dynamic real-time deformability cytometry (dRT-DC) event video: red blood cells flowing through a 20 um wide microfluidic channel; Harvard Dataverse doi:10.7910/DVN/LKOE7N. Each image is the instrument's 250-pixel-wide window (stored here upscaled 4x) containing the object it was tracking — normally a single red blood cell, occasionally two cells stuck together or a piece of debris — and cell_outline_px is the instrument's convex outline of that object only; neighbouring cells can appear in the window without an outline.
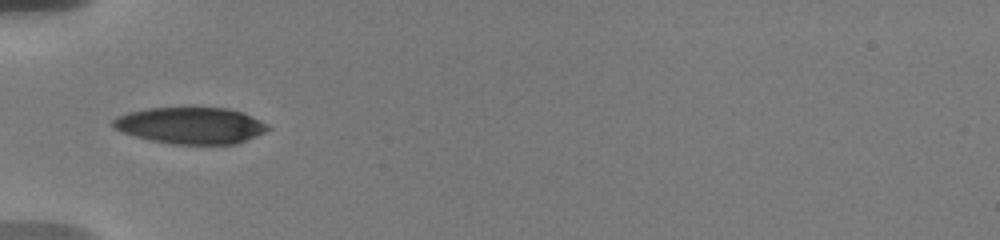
{"species": "human", "species_latin": "Homo sapiens", "temperature_condition": "warm", "stored_images_in_passage": 28, "segment_of_instrument_passage": [1, 2], "camera_frame_rate_fps": 3000, "um_per_image_px": 0.085, "donor": {"sex": "male"}, "frame": {"image": 1, "passage_image": 1, "time_ms": 0.0, "image_size_px": [1000, 240], "cell_outline_px": [[272, 128], [256, 136], [236, 144], [172, 144], [148, 140], [124, 132], [116, 128], [112, 124], [112, 120], [116, 116], [128, 112], [144, 108], [228, 108], [240, 112], [260, 120], [268, 124]], "centroid_in_image_um": [16.2, 10.67], "position_along_channel_um": 68.8, "area_um2": 32.89}}
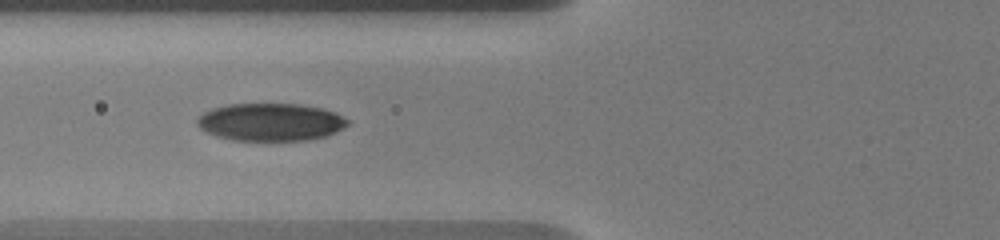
{"frame": {"image": 2, "passage_image": 7, "time_ms": 1.0, "image_size_px": [1000, 240], "cell_outline_px": [[348, 124], [324, 136], [308, 140], [232, 140], [216, 136], [200, 128], [196, 124], [196, 120], [204, 112], [212, 108], [228, 104], [300, 104], [324, 108], [348, 120]], "centroid_in_image_um": [22.94, 10.37], "position_along_channel_um": 102.9, "area_um2": 32.66}}